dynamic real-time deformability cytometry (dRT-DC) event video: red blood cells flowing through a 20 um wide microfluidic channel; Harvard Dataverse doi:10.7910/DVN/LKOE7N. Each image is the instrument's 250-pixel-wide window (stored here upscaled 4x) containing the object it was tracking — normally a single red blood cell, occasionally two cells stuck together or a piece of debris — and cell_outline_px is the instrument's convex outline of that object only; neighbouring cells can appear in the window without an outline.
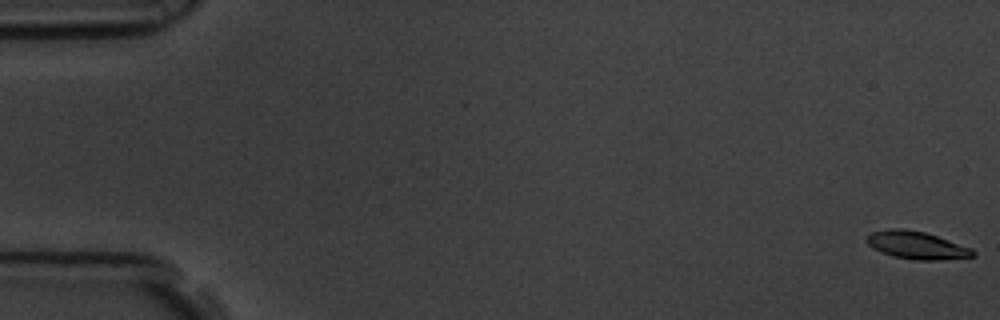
{"species": "common noctule bat (a hibernating species)", "species_latin": "Nyctalus noctula", "temperature_condition": "room temperature", "stored_images_in_passage": 59, "camera_frame_rate_fps": 3000, "um_per_image_px": 0.085, "animal": {"sex": "male", "body_mass_g": 19.5, "forearm_length_mm": 54.6}, "frame": {"image": 1, "passage_image": 1, "time_ms": 0.0, "image_size_px": [1000, 320], "cell_outline_px": [[976, 256], [936, 260], [916, 260], [892, 256], [880, 252], [872, 248], [864, 240], [872, 232], [888, 228], [904, 228], [924, 232], [972, 248], [976, 252]], "centroid_in_image_um": [77.88, 20.84], "position_along_channel_um": 7.1, "area_um2": 17.17}}
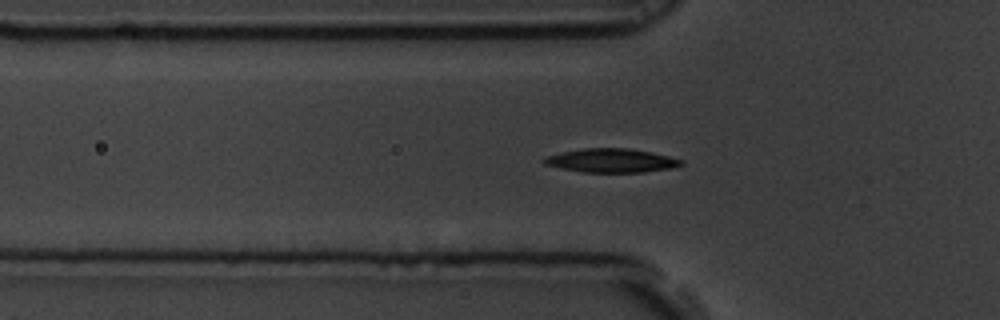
{"frame": {"image": 2, "passage_image": 20, "time_ms": 6.333, "image_size_px": [1000, 320], "cell_outline_px": [[684, 164], [672, 168], [644, 172], [584, 172], [560, 168], [544, 164], [540, 160], [544, 156], [560, 152], [584, 148], [628, 148], [652, 152], [684, 160]], "centroid_in_image_um": [51.93, 13.64], "position_along_channel_um": 73.9, "area_um2": 19.19}}
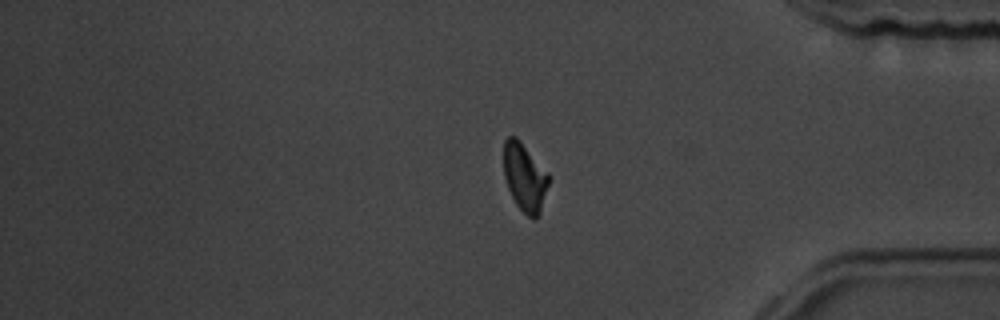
{"frame": {"image": 3, "passage_image": 49, "time_ms": 16.0, "image_size_px": [1000, 320], "cell_outline_px": [[548, 184], [540, 212], [536, 220], [532, 220], [516, 204], [508, 188], [504, 176], [504, 140], [508, 136], [516, 136], [520, 140], [548, 172]], "centroid_in_image_um": [44.59, 15.05], "position_along_channel_um": 390.6, "area_um2": 17.74}, "authors_computed_cell_mechanics": {"area_um2": 18.0336, "velocity_mm_per_s": 3.4988, "shape_relaxation_time_tau1_ms": 3.232, "shape_relaxation_time_tau2_ms": 7.3101, "deformation_change_tau1": 0.1372, "deformation_change_tau2": 0.1252}}